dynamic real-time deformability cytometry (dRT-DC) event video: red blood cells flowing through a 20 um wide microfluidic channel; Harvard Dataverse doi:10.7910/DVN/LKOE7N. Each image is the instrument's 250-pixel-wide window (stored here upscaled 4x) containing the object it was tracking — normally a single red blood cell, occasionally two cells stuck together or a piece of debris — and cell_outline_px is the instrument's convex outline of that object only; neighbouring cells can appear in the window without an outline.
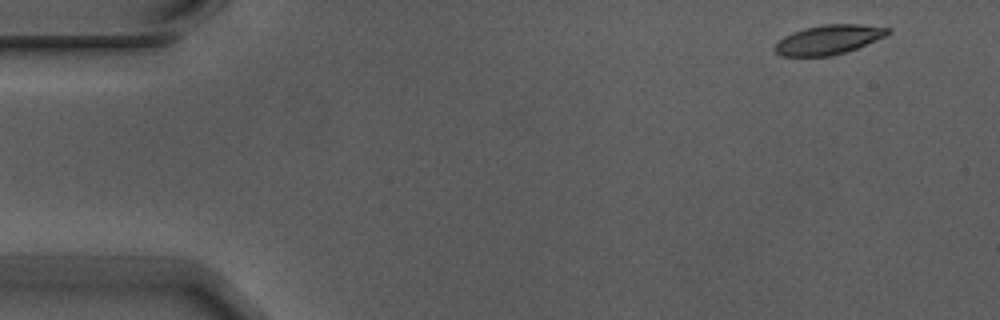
{"species": "Egyptian fruit bat (a non-hibernating species)", "species_latin": "Rousettus aegyptiacus", "temperature_condition": "warm", "stored_images_in_passage": 4, "camera_frame_rate_fps": 3000, "um_per_image_px": 0.085, "animal": {"sex": "male"}, "frame": {"image": 1, "passage_image": 1, "time_ms": 0.0, "image_size_px": [1000, 320], "cell_outline_px": [[892, 32], [876, 40], [856, 48], [832, 56], [780, 56], [772, 48], [784, 36], [792, 32], [804, 28], [824, 24], [860, 24], [892, 28]], "centroid_in_image_um": [70.42, 3.36], "position_along_channel_um": 14.6, "area_um2": 19.36}}
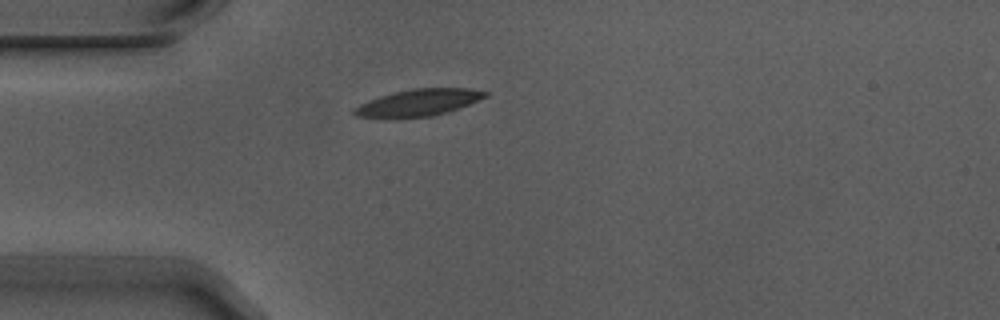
{"frame": {"image": 2, "passage_image": 4, "time_ms": 1.0, "image_size_px": [1000, 320], "cell_outline_px": [[488, 96], [468, 104], [436, 116], [356, 116], [352, 112], [352, 108], [368, 100], [380, 96], [412, 88], [468, 88], [488, 92]], "centroid_in_image_um": [35.61, 8.69], "position_along_channel_um": 49.4, "area_um2": 19.83}}